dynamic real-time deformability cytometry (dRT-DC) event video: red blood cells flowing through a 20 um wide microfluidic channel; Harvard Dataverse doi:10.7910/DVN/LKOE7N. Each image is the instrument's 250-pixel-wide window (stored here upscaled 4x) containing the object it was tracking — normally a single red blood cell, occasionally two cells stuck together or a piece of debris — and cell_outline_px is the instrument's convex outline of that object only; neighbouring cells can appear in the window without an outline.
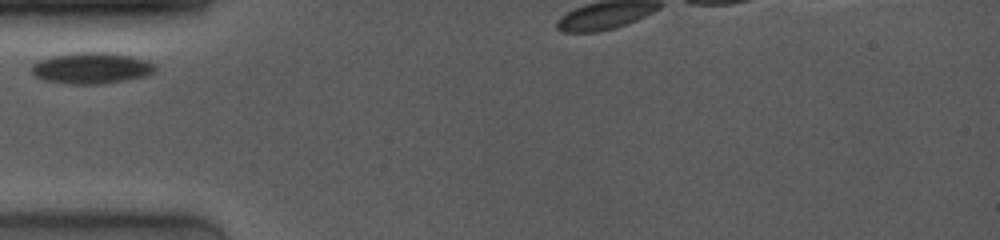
{"species": "common noctule bat (a hibernating species)", "species_latin": "Nyctalus noctula", "temperature_condition": "room temperature", "stored_images_in_passage": 14, "camera_frame_rate_fps": 4000, "um_per_image_px": 0.085, "animal": {"sex": "female", "body_mass_g": 19.0, "forearm_length_mm": 53.3}, "frame": {"image": 1, "passage_image": 1, "time_ms": 0.0, "image_size_px": [1000, 240], "cell_outline_px": [[156, 72], [148, 76], [100, 84], [64, 84], [44, 80], [36, 76], [32, 72], [32, 64], [40, 60], [52, 56], [76, 52], [108, 52], [148, 60], [156, 64]], "centroid_in_image_um": [7.81, 5.79], "position_along_channel_um": 77.2, "area_um2": 22.6}}
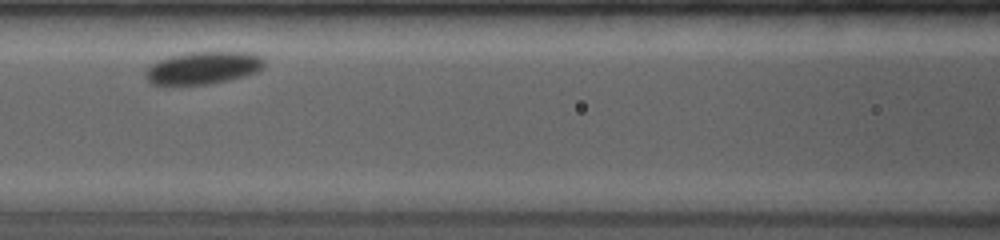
{"frame": {"image": 2, "passage_image": 3, "time_ms": 2.0, "image_size_px": [1000, 240], "cell_outline_px": [[264, 68], [256, 72], [244, 76], [208, 84], [152, 84], [144, 76], [148, 68], [156, 60], [168, 56], [188, 52], [248, 52], [264, 56]], "centroid_in_image_um": [17.29, 5.75], "position_along_channel_um": 149.3, "area_um2": 22.48}}
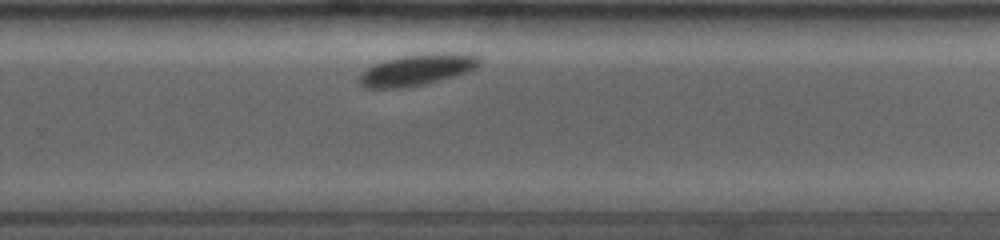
{"frame": {"image": 3, "passage_image": 12, "time_ms": 6.0, "image_size_px": [1000, 240], "cell_outline_px": [[480, 64], [476, 68], [468, 72], [440, 80], [424, 84], [404, 88], [364, 88], [360, 84], [360, 72], [384, 60], [400, 56], [428, 52], [468, 52], [480, 56]], "centroid_in_image_um": [35.52, 5.9], "position_along_channel_um": 294.3, "area_um2": 22.37}}